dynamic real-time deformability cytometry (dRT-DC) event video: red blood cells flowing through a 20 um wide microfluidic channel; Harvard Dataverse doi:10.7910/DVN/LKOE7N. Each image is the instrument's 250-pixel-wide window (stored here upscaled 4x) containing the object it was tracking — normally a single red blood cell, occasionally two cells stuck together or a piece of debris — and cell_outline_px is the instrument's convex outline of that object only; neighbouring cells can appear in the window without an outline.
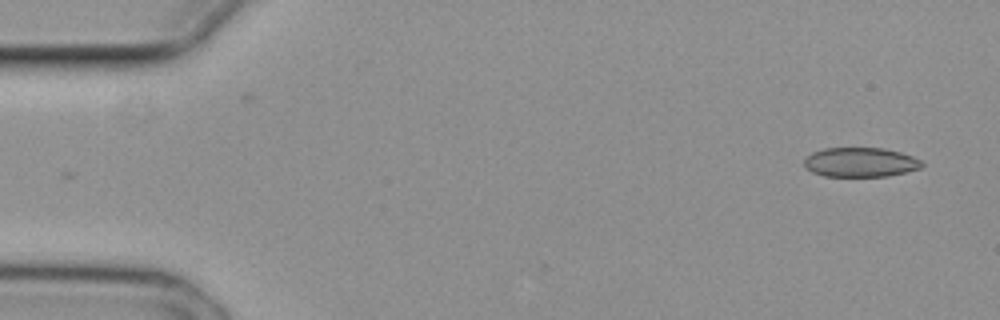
{"species": "common noctule bat (a hibernating species)", "species_latin": "Nyctalus noctula", "temperature_condition": "cold", "stored_images_in_passage": 2, "camera_frame_rate_fps": 3000, "um_per_image_px": 0.085, "animal": {"sex": "female", "body_mass_g": 29.2, "forearm_length_mm": 56.3}, "frame": {"image": 1, "passage_image": 2, "time_ms": 0.333, "image_size_px": [1000, 320], "cell_outline_px": [[924, 164], [920, 168], [908, 172], [888, 176], [824, 176], [812, 172], [804, 164], [804, 160], [812, 152], [824, 148], [884, 148], [900, 152], [912, 156], [920, 160]], "centroid_in_image_um": [73.15, 13.79], "position_along_channel_um": 11.8, "area_um2": 20.17}}